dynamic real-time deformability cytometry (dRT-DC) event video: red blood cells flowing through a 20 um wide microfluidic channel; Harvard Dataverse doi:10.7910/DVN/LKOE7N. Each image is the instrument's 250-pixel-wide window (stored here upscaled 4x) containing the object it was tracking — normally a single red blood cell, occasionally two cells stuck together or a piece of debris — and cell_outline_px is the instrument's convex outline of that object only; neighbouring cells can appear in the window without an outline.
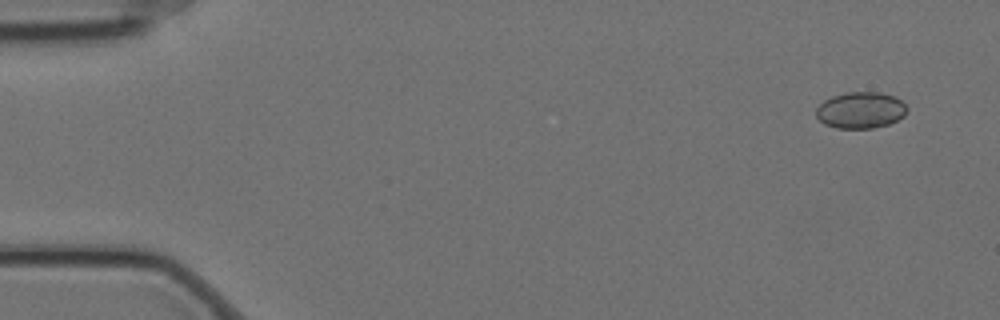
{"species": "Egyptian fruit bat (a non-hibernating species)", "species_latin": "Rousettus aegyptiacus", "temperature_condition": "cold", "stored_images_in_passage": 4, "camera_frame_rate_fps": 3000, "um_per_image_px": 0.085, "animal": {"sex": "female"}, "frame": {"image": 1, "passage_image": 1, "time_ms": 0.0, "image_size_px": [1000, 320], "cell_outline_px": [[908, 108], [904, 116], [888, 124], [872, 128], [836, 128], [824, 124], [816, 116], [816, 108], [824, 100], [832, 96], [844, 92], [880, 92], [896, 96]], "centroid_in_image_um": [73.14, 9.35], "position_along_channel_um": 11.9, "area_um2": 19.36}}
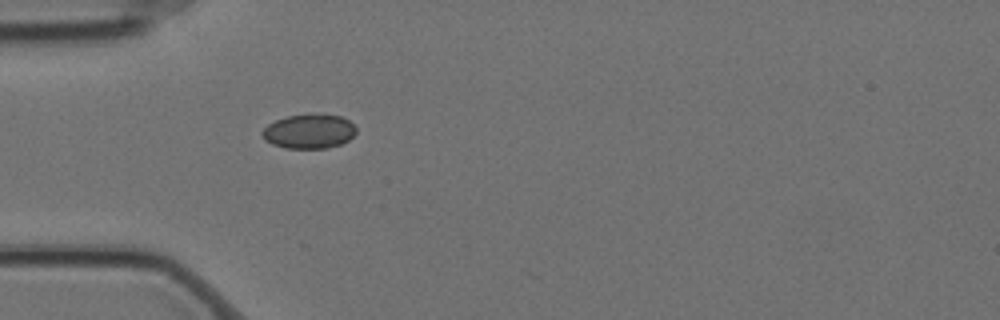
{"frame": {"image": 2, "passage_image": 4, "time_ms": 1.0, "image_size_px": [1000, 320], "cell_outline_px": [[356, 132], [348, 140], [340, 144], [328, 148], [284, 148], [272, 144], [264, 140], [260, 132], [268, 124], [276, 120], [288, 116], [308, 112], [316, 112], [340, 116], [348, 120], [356, 128]], "centroid_in_image_um": [26.25, 11.14], "position_along_channel_um": 58.8, "area_um2": 19.19}}